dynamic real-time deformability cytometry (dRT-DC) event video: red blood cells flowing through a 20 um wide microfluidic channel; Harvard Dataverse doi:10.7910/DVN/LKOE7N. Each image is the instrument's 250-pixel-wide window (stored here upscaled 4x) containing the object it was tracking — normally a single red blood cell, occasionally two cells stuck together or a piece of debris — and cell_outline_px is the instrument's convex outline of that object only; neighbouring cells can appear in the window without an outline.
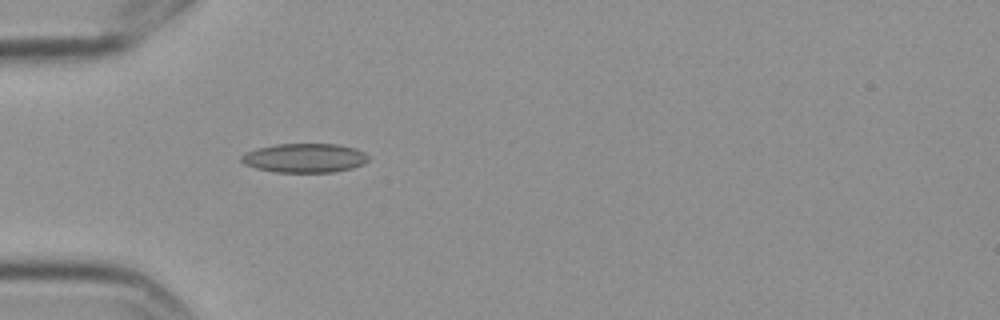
{"species": "Egyptian fruit bat (a non-hibernating species)", "species_latin": "Rousettus aegyptiacus", "temperature_condition": "cold", "stored_images_in_passage": 3, "camera_frame_rate_fps": 3000, "um_per_image_px": 0.085, "frame": {"image": 1, "passage_image": 3, "time_ms": 0.667, "image_size_px": [1000, 320], "cell_outline_px": [[368, 160], [364, 164], [352, 168], [336, 172], [276, 172], [256, 168], [244, 164], [240, 160], [240, 156], [244, 152], [256, 148], [276, 144], [336, 144], [356, 148], [364, 152], [368, 156]], "centroid_in_image_um": [25.88, 13.43], "position_along_channel_um": 59.1, "area_um2": 21.73}}